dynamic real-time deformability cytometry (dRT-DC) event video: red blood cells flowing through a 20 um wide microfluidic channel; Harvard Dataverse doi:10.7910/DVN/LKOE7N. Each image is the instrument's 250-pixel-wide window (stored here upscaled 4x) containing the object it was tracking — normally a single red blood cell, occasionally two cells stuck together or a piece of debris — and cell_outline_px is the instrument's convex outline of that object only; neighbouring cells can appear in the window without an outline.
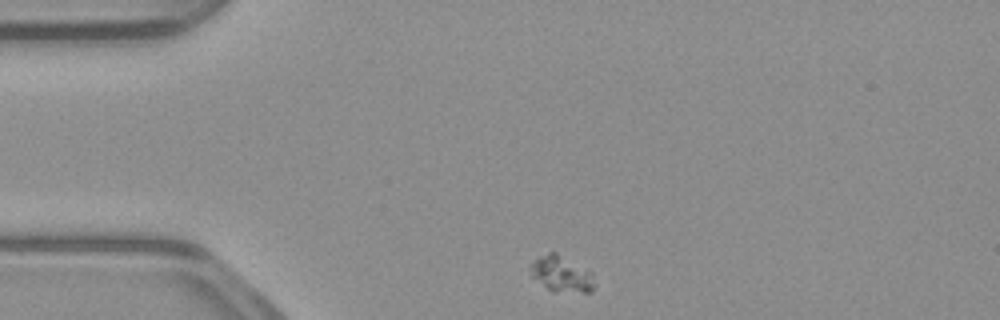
{"species": "common noctule bat (a hibernating species)", "species_latin": "Nyctalus noctula", "temperature_condition": "warm", "stored_images_in_passage": 18, "camera_frame_rate_fps": 3000, "um_per_image_px": 0.085, "animal": {"sex": "male", "body_mass_g": 23.1, "forearm_length_mm": 52.7}, "frame": {"image": 1, "passage_image": 1, "time_ms": 0.0, "image_size_px": [1000, 320], "cell_outline_px": [[592, 292], [552, 292], [532, 276], [528, 268], [532, 260], [548, 252], [556, 252], [592, 272]], "centroid_in_image_um": [47.67, 23.28], "position_along_channel_um": 37.3, "area_um2": 13.35}}